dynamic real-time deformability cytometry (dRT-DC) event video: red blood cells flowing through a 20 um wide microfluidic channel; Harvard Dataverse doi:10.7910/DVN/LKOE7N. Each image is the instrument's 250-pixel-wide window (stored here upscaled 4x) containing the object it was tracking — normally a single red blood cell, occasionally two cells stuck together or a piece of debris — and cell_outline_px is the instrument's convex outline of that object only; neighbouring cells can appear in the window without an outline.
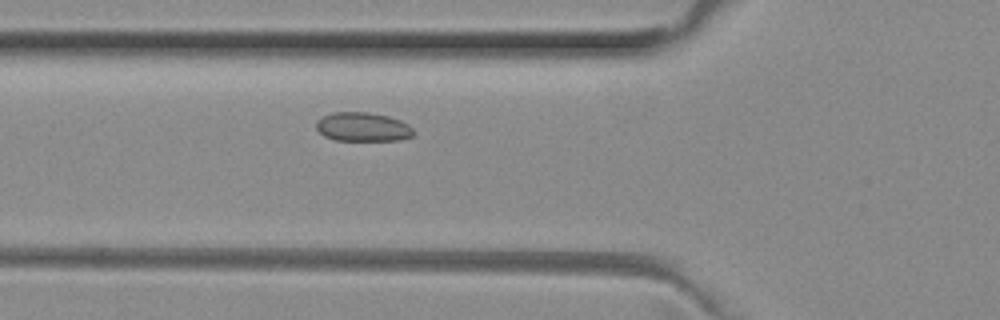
{"species": "common noctule bat (a hibernating species)", "species_latin": "Nyctalus noctula", "temperature_condition": "room temperature", "stored_images_in_passage": 44, "camera_frame_rate_fps": 3000, "um_per_image_px": 0.085, "animal": {"sex": "female", "body_mass_g": 29.2, "forearm_length_mm": 56.3}, "frame": {"image": 1, "passage_image": 19, "time_ms": 6.0, "image_size_px": [1000, 320], "cell_outline_px": [[416, 132], [412, 136], [400, 140], [336, 140], [324, 136], [316, 128], [316, 120], [332, 112], [368, 112], [388, 116], [400, 120], [408, 124]], "centroid_in_image_um": [30.85, 10.78], "position_along_channel_um": 95.0, "area_um2": 16.47}}
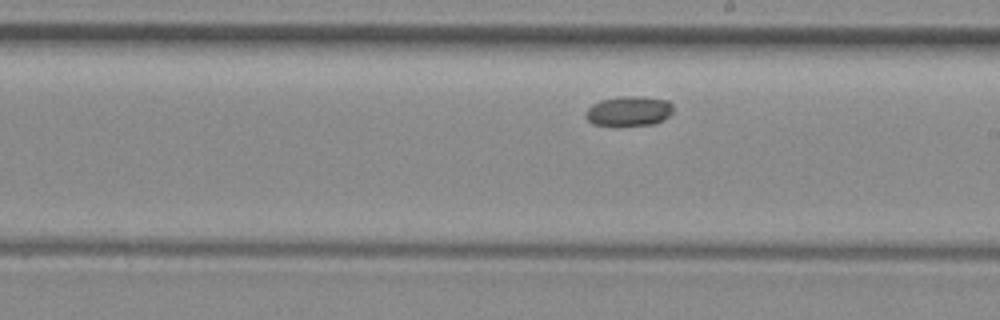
{"frame": {"image": 2, "passage_image": 30, "time_ms": 9.667, "image_size_px": [1000, 320], "cell_outline_px": [[672, 112], [664, 120], [652, 124], [612, 128], [592, 124], [584, 116], [584, 112], [592, 104], [600, 100], [620, 96], [640, 96], [668, 100], [672, 104]], "centroid_in_image_um": [53.4, 9.48], "position_along_channel_um": 235.6, "area_um2": 15.9}}
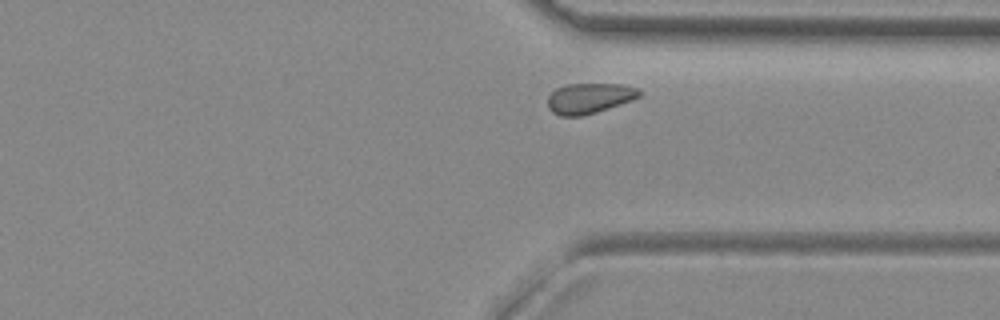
{"frame": {"image": 3, "passage_image": 40, "time_ms": 13.0, "image_size_px": [1000, 320], "cell_outline_px": [[644, 92], [640, 96], [632, 100], [596, 112], [580, 116], [560, 116], [552, 112], [548, 108], [548, 96], [556, 88], [568, 84], [620, 84], [640, 88]], "centroid_in_image_um": [50.11, 8.34], "position_along_channel_um": 361.3, "area_um2": 16.3}, "authors_computed_cell_mechanics": {"area_um2": 16.5308, "velocity_mm_per_s": 3.7928, "shape_relaxation_time_tau1_ms": 3.2514, "shape_relaxation_time_tau2_ms": null, "deformation_change_tau1": 0.0687, "deformation_change_tau2": null}}